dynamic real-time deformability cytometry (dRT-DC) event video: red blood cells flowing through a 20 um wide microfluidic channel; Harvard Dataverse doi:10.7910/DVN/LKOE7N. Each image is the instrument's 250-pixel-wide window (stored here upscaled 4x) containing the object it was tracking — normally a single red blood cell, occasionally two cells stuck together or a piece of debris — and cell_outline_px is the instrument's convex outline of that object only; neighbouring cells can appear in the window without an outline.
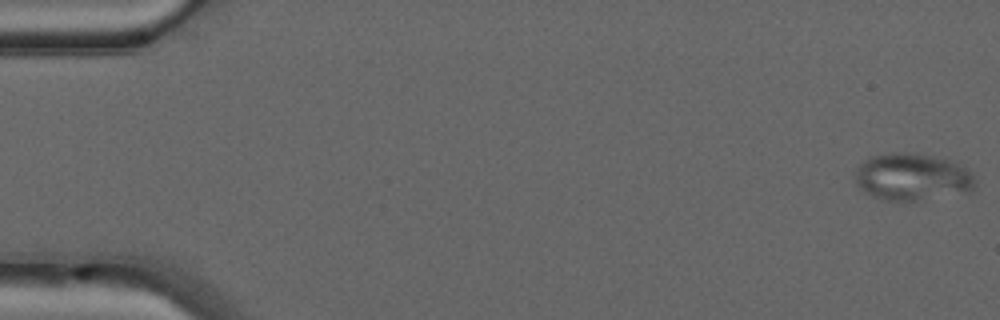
{"species": "common noctule bat (a hibernating species)", "species_latin": "Nyctalus noctula", "temperature_condition": "warm", "stored_images_in_passage": 49, "camera_frame_rate_fps": 3000, "um_per_image_px": 0.085, "animal": {"sex": "male", "forearm_length_mm": 52.5}, "frame": {"image": 1, "passage_image": 1, "time_ms": 0.0, "image_size_px": [1000, 320], "cell_outline_px": [[976, 184], [968, 192], [916, 200], [884, 200], [872, 196], [864, 192], [856, 184], [856, 168], [868, 156], [892, 152], [904, 152], [928, 156], [948, 160], [964, 168], [972, 176]], "centroid_in_image_um": [77.46, 15.04], "position_along_channel_um": 7.5, "area_um2": 32.43}}
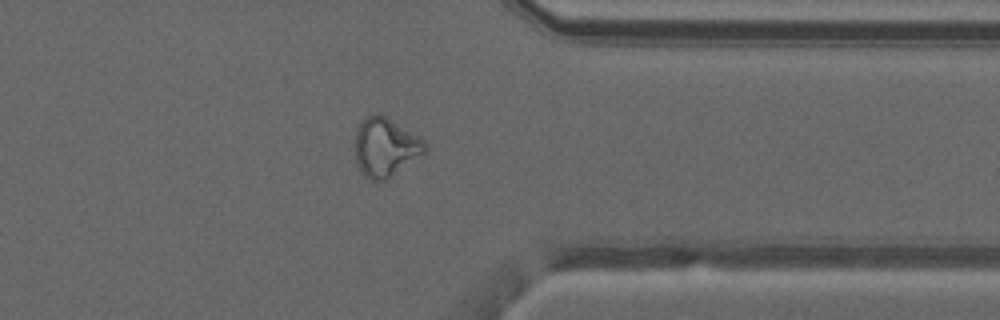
{"frame": {"image": 2, "passage_image": 39, "time_ms": 12.667, "image_size_px": [1000, 320], "cell_outline_px": [[428, 148], [424, 152], [384, 180], [372, 180], [364, 176], [360, 172], [356, 164], [356, 128], [360, 120], [364, 116], [376, 112], [380, 112], [424, 140], [428, 144]], "centroid_in_image_um": [32.71, 12.45], "position_along_channel_um": 378.7, "area_um2": 23.81}}
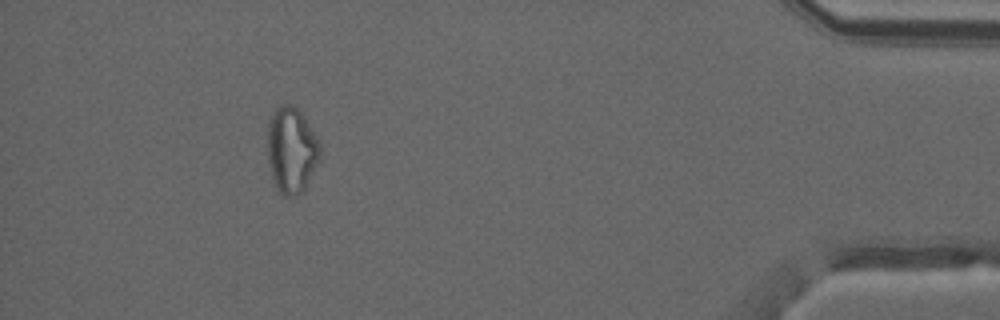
{"frame": {"image": 3, "passage_image": 45, "time_ms": 14.667, "image_size_px": [1000, 320], "cell_outline_px": [[320, 160], [304, 188], [296, 196], [284, 196], [280, 192], [272, 176], [268, 160], [268, 124], [276, 108], [280, 104], [292, 104], [304, 116], [316, 136], [320, 144]], "centroid_in_image_um": [24.79, 12.73], "position_along_channel_um": 410.4, "area_um2": 26.01}, "authors_computed_cell_mechanics": {"area_um2": 25.432, "velocity_mm_per_s": 4.1751, "shape_relaxation_time_tau1_ms": null, "shape_relaxation_time_tau2_ms": 2.3056, "deformation_change_tau1": null, "deformation_change_tau2": 0.0824}}